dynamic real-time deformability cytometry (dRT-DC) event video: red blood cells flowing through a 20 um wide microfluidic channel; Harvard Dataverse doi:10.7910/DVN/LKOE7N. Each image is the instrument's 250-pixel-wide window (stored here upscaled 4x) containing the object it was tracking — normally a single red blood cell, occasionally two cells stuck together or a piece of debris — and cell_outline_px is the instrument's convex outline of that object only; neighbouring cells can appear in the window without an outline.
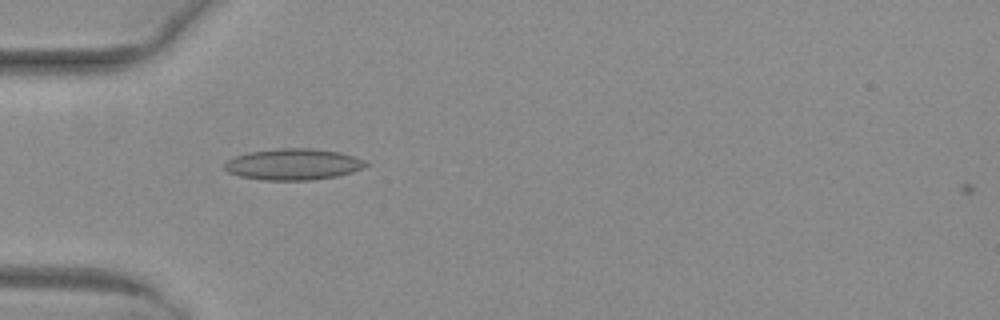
{"species": "common noctule bat (a hibernating species)", "species_latin": "Nyctalus noctula", "temperature_condition": "warm", "stored_images_in_passage": 32, "camera_frame_rate_fps": 3000, "um_per_image_px": 0.085, "animal": {"sex": "female", "body_mass_g": 29.2, "forearm_length_mm": 56.3}, "frame": {"image": 1, "passage_image": 1, "time_ms": 0.0, "image_size_px": [1000, 320], "cell_outline_px": [[368, 164], [352, 172], [336, 176], [312, 180], [264, 180], [240, 176], [228, 172], [224, 168], [224, 164], [228, 160], [236, 156], [248, 152], [280, 148], [312, 148], [336, 152], [352, 156], [364, 160]], "centroid_in_image_um": [24.89, 13.97], "position_along_channel_um": 60.1, "area_um2": 25.43}}
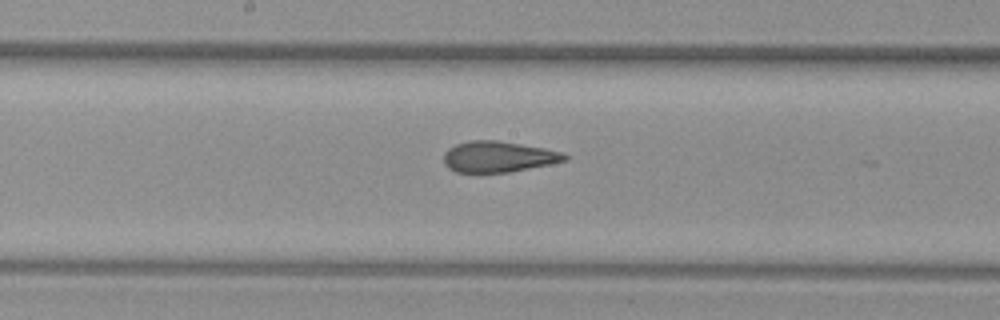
{"frame": {"image": 2, "passage_image": 12, "time_ms": 3.667, "image_size_px": [1000, 320], "cell_outline_px": [[568, 160], [508, 172], [456, 172], [448, 168], [444, 164], [444, 152], [448, 148], [456, 144], [468, 140], [496, 140], [544, 148], [564, 152], [568, 156]], "centroid_in_image_um": [42.33, 13.31], "position_along_channel_um": 205.9, "area_um2": 21.73}}
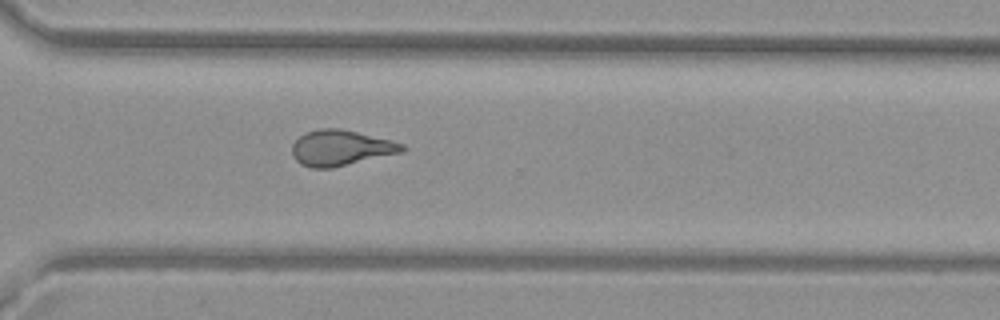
{"frame": {"image": 3, "passage_image": 22, "time_ms": 7.0, "image_size_px": [1000, 320], "cell_outline_px": [[408, 148], [404, 152], [332, 168], [312, 168], [300, 164], [292, 156], [292, 144], [304, 132], [320, 128], [340, 128], [392, 140], [404, 144]], "centroid_in_image_um": [28.98, 12.57], "position_along_channel_um": 341.6, "area_um2": 23.12}, "authors_computed_cell_mechanics": {"area_um2": 22.0218, "velocity_mm_per_s": 4.0905, "shape_relaxation_time_tau1_ms": null, "shape_relaxation_time_tau2_ms": 1.4562, "deformation_change_tau1": null, "deformation_change_tau2": 0.0959}}